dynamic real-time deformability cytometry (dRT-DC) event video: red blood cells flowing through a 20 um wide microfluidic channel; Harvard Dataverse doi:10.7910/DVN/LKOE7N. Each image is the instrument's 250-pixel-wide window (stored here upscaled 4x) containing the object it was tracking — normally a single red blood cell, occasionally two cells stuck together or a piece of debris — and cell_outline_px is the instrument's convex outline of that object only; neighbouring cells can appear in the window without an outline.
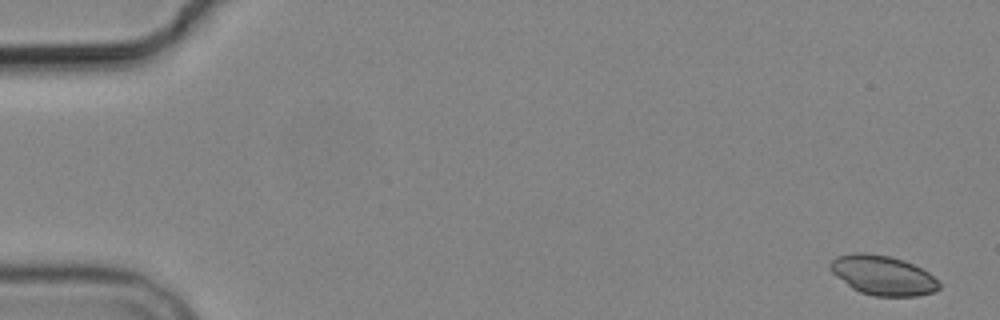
{"species": "common noctule bat (a hibernating species)", "species_latin": "Nyctalus noctula", "temperature_condition": "cold", "stored_images_in_passage": 5, "camera_frame_rate_fps": 3000, "um_per_image_px": 0.085, "animal": {"sex": "male", "body_mass_g": 19.2, "forearm_length_mm": 51.8}, "frame": {"image": 1, "passage_image": 1, "time_ms": 0.0, "image_size_px": [1000, 320], "cell_outline_px": [[940, 288], [932, 292], [916, 296], [876, 296], [860, 292], [852, 288], [836, 276], [828, 268], [828, 264], [836, 256], [852, 252], [864, 252], [888, 256], [904, 260], [928, 272], [940, 280]], "centroid_in_image_um": [75.02, 23.39], "position_along_channel_um": 10.0, "area_um2": 25.2}}
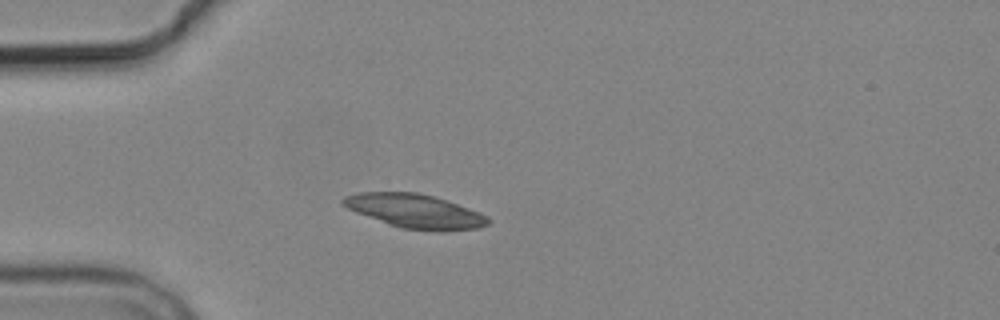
{"frame": {"image": 2, "passage_image": 5, "time_ms": 4.667, "image_size_px": [1000, 320], "cell_outline_px": [[492, 220], [488, 224], [480, 228], [440, 232], [436, 232], [400, 228], [388, 224], [356, 212], [348, 208], [340, 200], [344, 196], [360, 192], [416, 192], [432, 196], [480, 212], [488, 216]], "centroid_in_image_um": [35.31, 17.97], "position_along_channel_um": 49.7, "area_um2": 28.73}}